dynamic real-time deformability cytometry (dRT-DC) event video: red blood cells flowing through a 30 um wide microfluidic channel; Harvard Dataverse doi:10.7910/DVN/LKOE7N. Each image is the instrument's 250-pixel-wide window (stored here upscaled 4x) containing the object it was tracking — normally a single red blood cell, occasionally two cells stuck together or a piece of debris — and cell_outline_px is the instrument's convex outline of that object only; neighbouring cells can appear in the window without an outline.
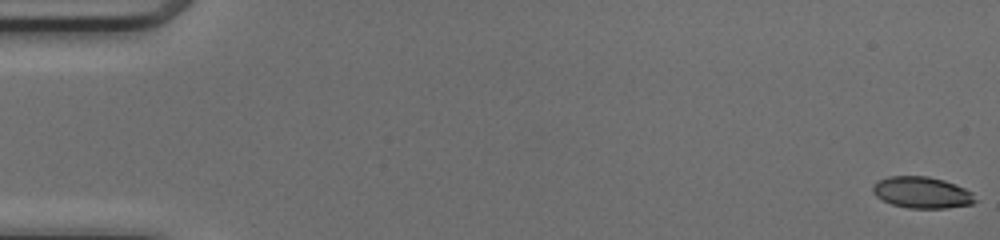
{"species": "common noctule bat (a hibernating species)", "species_latin": "Nyctalus noctula", "temperature_condition": "cold", "stored_images_in_passage": 50, "camera_frame_rate_fps": 3000, "um_per_image_px": 0.085, "animal": {"sex": "female", "body_mass_g": 17.0, "forearm_length_mm": 48.0}, "frame": {"image": 1, "passage_image": 1, "time_ms": 0.0, "image_size_px": [1000, 240], "cell_outline_px": [[976, 200], [972, 204], [948, 208], [908, 208], [892, 204], [876, 196], [872, 192], [872, 184], [888, 176], [928, 176], [944, 180], [964, 188], [972, 192]], "centroid_in_image_um": [78.35, 16.36], "position_along_channel_um": 6.6, "area_um2": 18.73}}
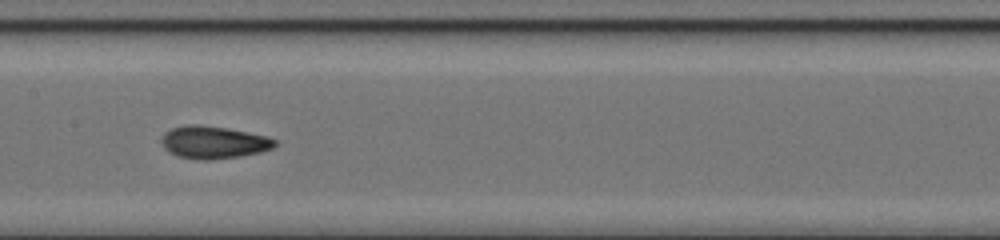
{"frame": {"image": 2, "passage_image": 26, "time_ms": 8.333, "image_size_px": [1000, 240], "cell_outline_px": [[276, 144], [272, 148], [260, 152], [240, 156], [212, 160], [204, 160], [180, 156], [168, 152], [164, 148], [160, 140], [164, 132], [172, 128], [188, 124], [200, 124], [228, 128], [268, 136], [276, 140]], "centroid_in_image_um": [18.14, 12.08], "position_along_channel_um": 189.3, "area_um2": 21.56}}
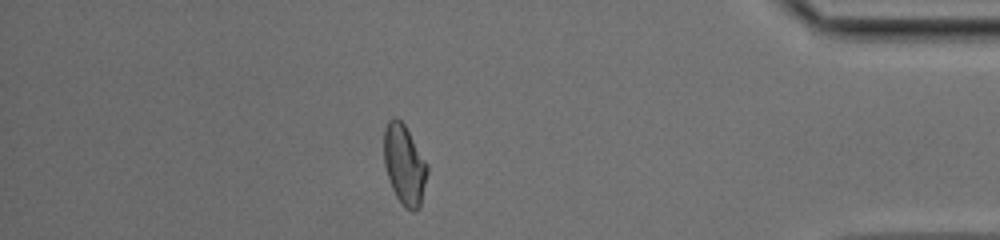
{"frame": {"image": 3, "passage_image": 44, "time_ms": 14.333, "image_size_px": [1000, 240], "cell_outline_px": [[428, 172], [420, 208], [416, 212], [412, 212], [404, 208], [396, 196], [392, 188], [384, 164], [384, 128], [388, 120], [392, 116], [396, 116], [404, 124], [428, 164]], "centroid_in_image_um": [34.38, 14.01], "position_along_channel_um": 400.8, "area_um2": 20.46}, "authors_computed_cell_mechanics": {"area_um2": 20.4034, "velocity_mm_per_s": 4.1958, "shape_relaxation_time_tau1_ms": 10.6658, "shape_relaxation_time_tau2_ms": 1.7579, "deformation_change_tau1": 0.2646, "deformation_change_tau2": 0.0691}}